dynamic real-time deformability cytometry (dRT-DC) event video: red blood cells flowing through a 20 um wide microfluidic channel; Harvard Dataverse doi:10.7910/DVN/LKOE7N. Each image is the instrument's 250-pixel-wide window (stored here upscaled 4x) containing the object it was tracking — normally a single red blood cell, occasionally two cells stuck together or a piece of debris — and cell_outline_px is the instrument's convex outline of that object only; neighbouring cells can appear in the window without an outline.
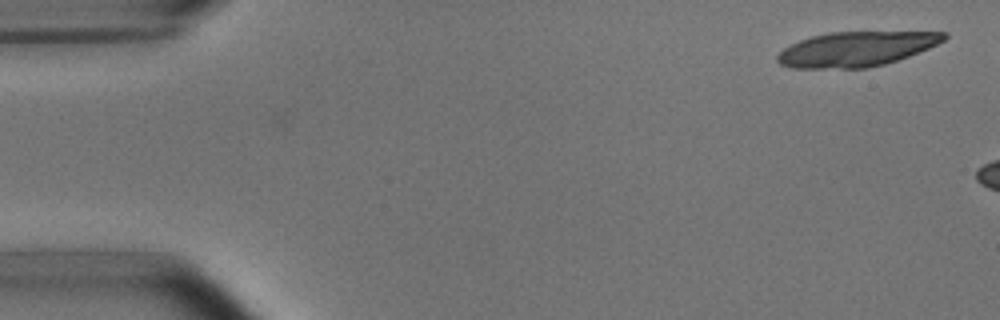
{"species": "common noctule bat (a hibernating species)", "species_latin": "Nyctalus noctula", "temperature_condition": "room temperature", "stored_images_in_passage": 9, "camera_frame_rate_fps": 3000, "um_per_image_px": 0.085, "animal": {"sex": "male", "body_mass_g": 15.6}, "frame": {"image": 1, "passage_image": 1, "time_ms": 0.0, "image_size_px": [1000, 320], "cell_outline_px": [[948, 36], [944, 40], [928, 48], [908, 56], [884, 64], [868, 68], [792, 68], [780, 64], [776, 60], [776, 56], [784, 48], [800, 40], [812, 36], [828, 32], [948, 32]], "centroid_in_image_um": [72.75, 4.17], "position_along_channel_um": 12.2, "area_um2": 33.52}}